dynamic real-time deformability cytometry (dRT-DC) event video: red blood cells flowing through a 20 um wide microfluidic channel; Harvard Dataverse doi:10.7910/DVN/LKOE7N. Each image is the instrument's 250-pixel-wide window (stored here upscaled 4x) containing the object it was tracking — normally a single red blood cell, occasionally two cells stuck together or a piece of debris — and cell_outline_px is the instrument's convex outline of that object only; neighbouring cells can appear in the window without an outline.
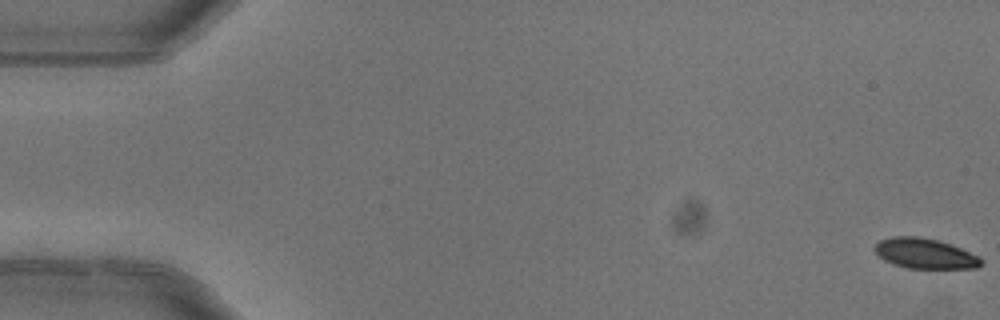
{"species": "common noctule bat (a hibernating species)", "species_latin": "Nyctalus noctula", "temperature_condition": "warm", "stored_images_in_passage": 5, "camera_frame_rate_fps": 3000, "um_per_image_px": 0.085, "animal": {"sex": "female"}, "frame": {"image": 1, "passage_image": 1, "time_ms": 0.0, "image_size_px": [1000, 320], "cell_outline_px": [[984, 264], [976, 268], [908, 268], [892, 264], [884, 260], [876, 252], [876, 244], [880, 240], [892, 236], [920, 236], [940, 240], [980, 256], [984, 260]], "centroid_in_image_um": [78.67, 21.54], "position_along_channel_um": 6.3, "area_um2": 18.84}}
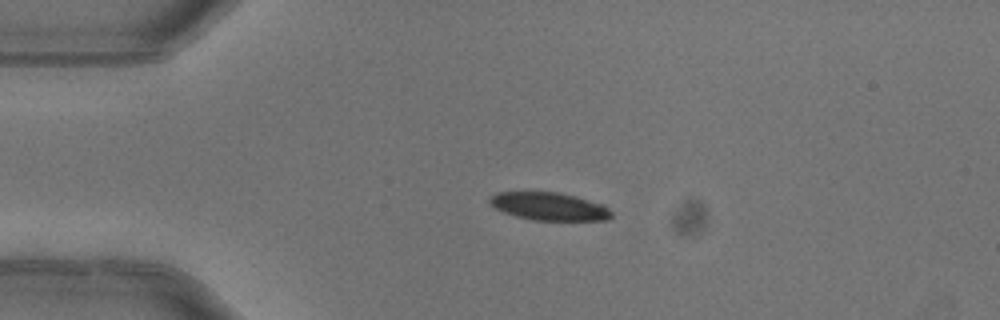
{"frame": {"image": 2, "passage_image": 4, "time_ms": 1.0, "image_size_px": [1000, 320], "cell_outline_px": [[612, 216], [608, 220], [532, 220], [516, 216], [504, 212], [488, 204], [488, 200], [496, 192], [556, 192], [576, 196], [604, 204], [612, 212]], "centroid_in_image_um": [46.69, 17.54], "position_along_channel_um": 38.3, "area_um2": 19.83}}